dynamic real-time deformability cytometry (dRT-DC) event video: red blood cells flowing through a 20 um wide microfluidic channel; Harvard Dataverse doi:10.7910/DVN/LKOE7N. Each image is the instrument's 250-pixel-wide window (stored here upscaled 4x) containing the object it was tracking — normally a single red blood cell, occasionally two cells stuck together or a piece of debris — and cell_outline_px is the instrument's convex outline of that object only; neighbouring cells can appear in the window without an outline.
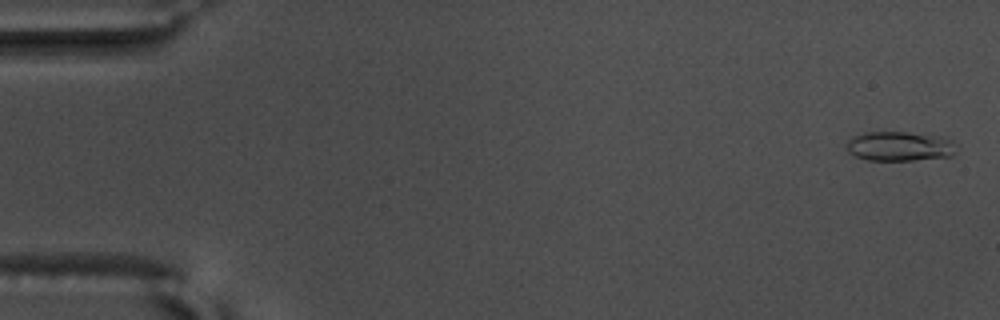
{"species": "common noctule bat (a hibernating species)", "species_latin": "Nyctalus noctula", "temperature_condition": "warm", "stored_images_in_passage": 56, "camera_frame_rate_fps": 3000, "um_per_image_px": 0.085, "animal": {"sex": "male", "body_mass_g": 17.5, "forearm_length_mm": 52.3}, "frame": {"image": 1, "passage_image": 2, "time_ms": 0.333, "image_size_px": [1000, 320], "cell_outline_px": [[960, 144], [952, 156], [912, 160], [868, 160], [856, 156], [848, 152], [848, 140], [852, 136], [864, 132], [904, 132], [940, 136], [952, 140]], "centroid_in_image_um": [76.52, 12.42], "position_along_channel_um": 8.5, "area_um2": 19.02}}
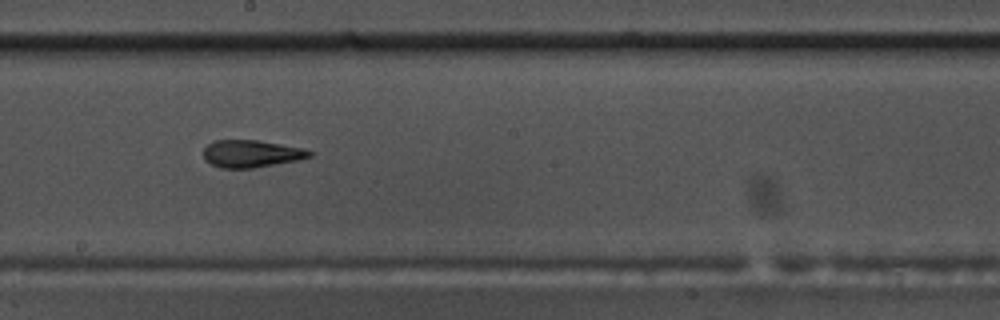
{"frame": {"image": 2, "passage_image": 32, "time_ms": 10.333, "image_size_px": [1000, 320], "cell_outline_px": [[312, 156], [296, 160], [252, 168], [220, 168], [204, 160], [204, 148], [212, 140], [260, 140], [304, 148], [312, 152]], "centroid_in_image_um": [21.34, 13.05], "position_along_channel_um": 226.9, "area_um2": 16.88}}
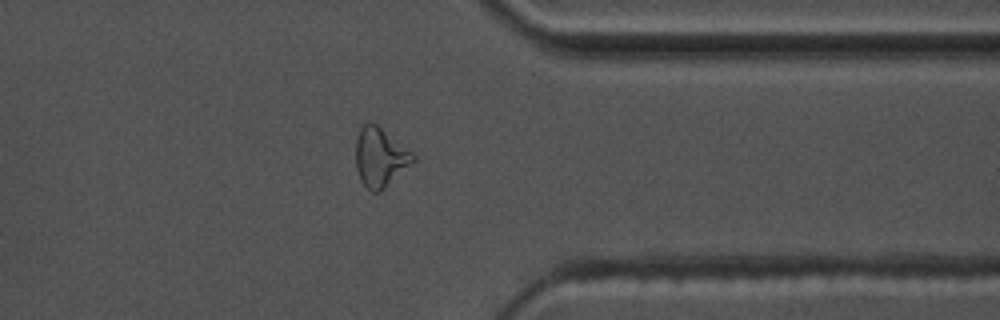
{"frame": {"image": 3, "passage_image": 45, "time_ms": 14.667, "image_size_px": [1000, 320], "cell_outline_px": [[416, 160], [380, 192], [372, 192], [360, 180], [356, 168], [356, 140], [360, 128], [368, 120], [376, 124], [412, 152], [416, 156]], "centroid_in_image_um": [32.3, 13.36], "position_along_channel_um": 379.1, "area_um2": 19.59}, "authors_computed_cell_mechanics": {"area_um2": 17.4267, "velocity_mm_per_s": 3.661, "shape_relaxation_time_tau1_ms": null, "shape_relaxation_time_tau2_ms": 2.3943, "deformation_change_tau1": null, "deformation_change_tau2": 0.1136}}